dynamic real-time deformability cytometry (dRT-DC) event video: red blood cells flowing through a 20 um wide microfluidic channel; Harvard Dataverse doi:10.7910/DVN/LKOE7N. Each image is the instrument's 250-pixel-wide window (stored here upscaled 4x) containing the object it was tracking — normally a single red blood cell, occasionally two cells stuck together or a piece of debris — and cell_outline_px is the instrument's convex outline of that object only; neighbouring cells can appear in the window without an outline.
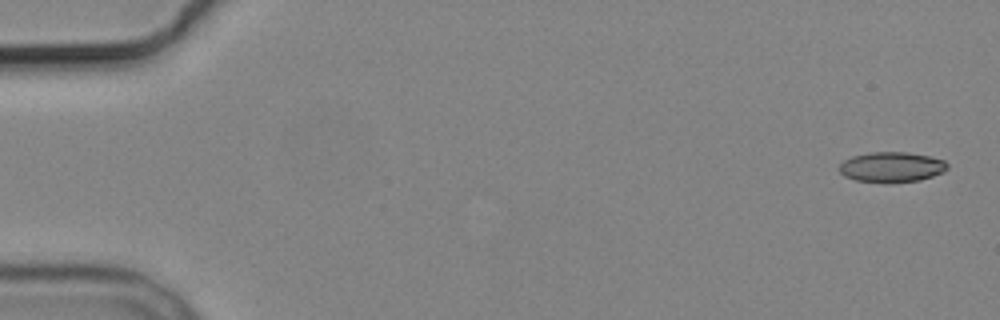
{"species": "common noctule bat (a hibernating species)", "species_latin": "Nyctalus noctula", "temperature_condition": "cold", "stored_images_in_passage": 5, "camera_frame_rate_fps": 3000, "um_per_image_px": 0.085, "animal": {"sex": "male", "body_mass_g": 19.2, "forearm_length_mm": 51.8}, "frame": {"image": 1, "passage_image": 1, "time_ms": 0.0, "image_size_px": [1000, 320], "cell_outline_px": [[948, 168], [944, 172], [920, 180], [892, 184], [856, 180], [844, 176], [840, 172], [840, 164], [844, 160], [852, 156], [872, 152], [908, 152], [928, 156], [944, 160], [948, 164]], "centroid_in_image_um": [75.8, 14.21], "position_along_channel_um": 9.2, "area_um2": 19.25}}
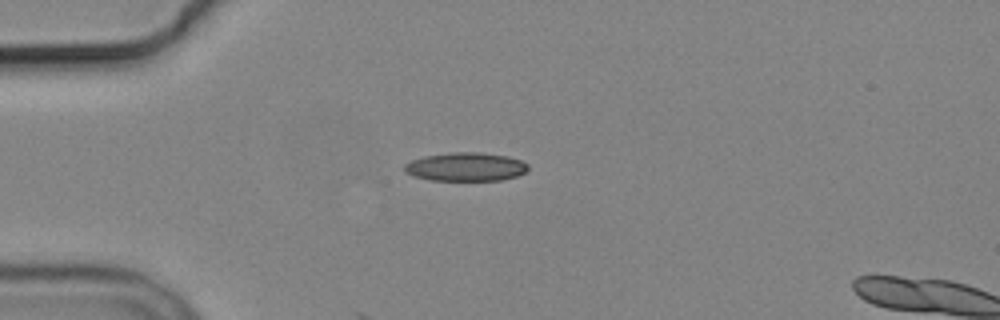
{"frame": {"image": 2, "passage_image": 4, "time_ms": 4.333, "image_size_px": [1000, 320], "cell_outline_px": [[528, 168], [524, 172], [516, 176], [500, 180], [428, 180], [412, 176], [404, 172], [404, 164], [412, 160], [424, 156], [452, 152], [480, 152], [508, 156], [520, 160], [528, 164]], "centroid_in_image_um": [39.55, 14.18], "position_along_channel_um": 45.5, "area_um2": 20.63}}